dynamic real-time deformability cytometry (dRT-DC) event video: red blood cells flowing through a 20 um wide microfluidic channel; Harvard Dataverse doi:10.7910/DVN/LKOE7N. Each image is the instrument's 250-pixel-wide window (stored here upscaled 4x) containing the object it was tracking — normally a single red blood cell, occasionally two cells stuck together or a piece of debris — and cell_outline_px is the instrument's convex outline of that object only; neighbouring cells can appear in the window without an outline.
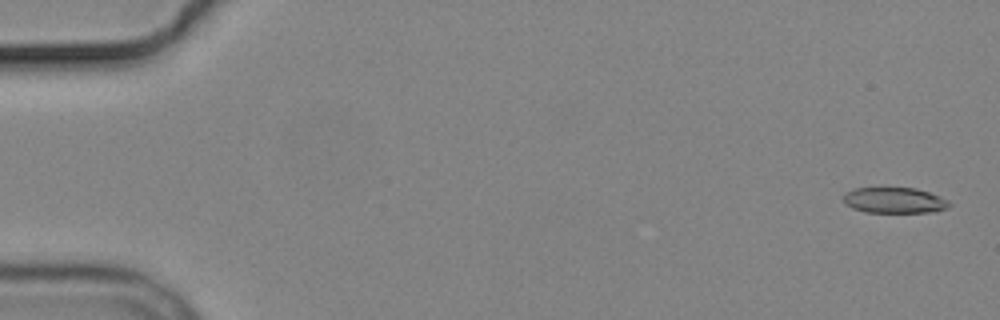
{"species": "common noctule bat (a hibernating species)", "species_latin": "Nyctalus noctula", "temperature_condition": "cold", "stored_images_in_passage": 6, "segment_of_instrument_passage": [1, 2], "camera_frame_rate_fps": 3000, "um_per_image_px": 0.085, "animal": {"sex": "male", "body_mass_g": 19.2, "forearm_length_mm": 51.8}, "frame": {"image": 1, "passage_image": 1, "time_ms": 0.0, "image_size_px": [1000, 320], "cell_outline_px": [[952, 204], [948, 208], [936, 212], [864, 212], [852, 208], [844, 204], [844, 192], [852, 188], [916, 188], [940, 196], [948, 200]], "centroid_in_image_um": [76.02, 17.03], "position_along_channel_um": 9.0, "area_um2": 16.07}}